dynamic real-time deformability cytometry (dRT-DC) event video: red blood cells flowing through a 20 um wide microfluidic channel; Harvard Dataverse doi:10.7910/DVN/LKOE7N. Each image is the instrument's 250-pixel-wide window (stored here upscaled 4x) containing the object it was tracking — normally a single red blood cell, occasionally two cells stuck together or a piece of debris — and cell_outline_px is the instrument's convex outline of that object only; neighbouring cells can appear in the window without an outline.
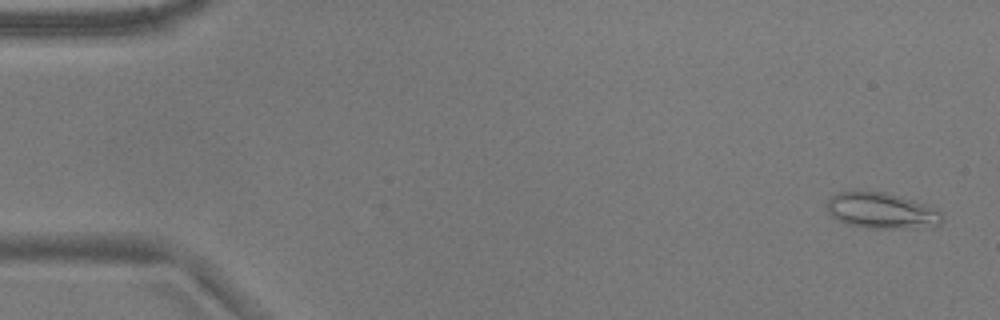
{"species": "common noctule bat (a hibernating species)", "species_latin": "Nyctalus noctula", "temperature_condition": "warm", "stored_images_in_passage": 53, "camera_frame_rate_fps": 3000, "um_per_image_px": 0.085, "animal": {"sex": "male", "body_mass_g": 17.9}, "frame": {"image": 1, "passage_image": 2, "time_ms": 0.333, "image_size_px": [1000, 320], "cell_outline_px": [[944, 220], [940, 224], [916, 228], [864, 228], [844, 224], [832, 216], [828, 212], [828, 200], [836, 192], [884, 192], [900, 196], [936, 208], [944, 212]], "centroid_in_image_um": [74.97, 17.93], "position_along_channel_um": 10.0, "area_um2": 24.16}}
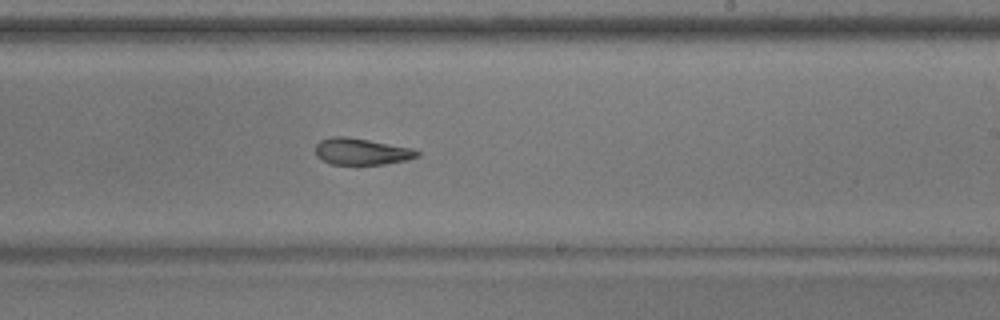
{"frame": {"image": 2, "passage_image": 32, "time_ms": 10.333, "image_size_px": [1000, 320], "cell_outline_px": [[420, 156], [408, 160], [384, 164], [332, 164], [316, 156], [316, 144], [320, 140], [332, 136], [348, 136], [412, 148], [420, 152]], "centroid_in_image_um": [30.74, 12.87], "position_along_channel_um": 258.3, "area_um2": 15.78}}
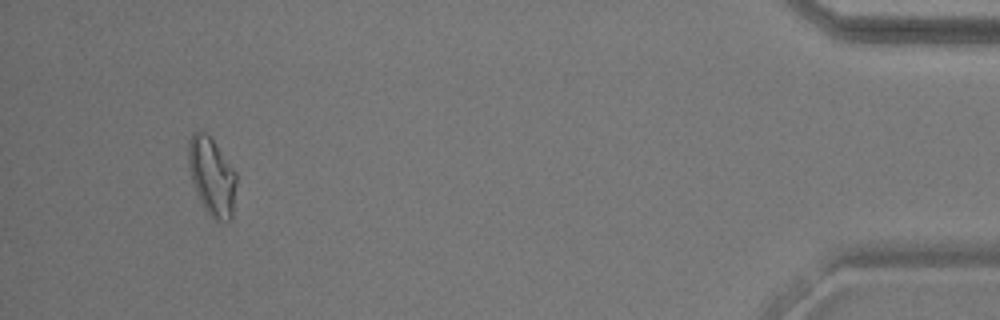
{"frame": {"image": 3, "passage_image": 50, "time_ms": 16.333, "image_size_px": [1000, 320], "cell_outline_px": [[236, 184], [232, 216], [228, 220], [216, 220], [208, 216], [196, 192], [192, 180], [188, 164], [188, 140], [192, 132], [196, 128], [204, 132], [212, 140], [236, 172]], "centroid_in_image_um": [17.98, 14.98], "position_along_channel_um": 417.2, "area_um2": 21.68}, "authors_computed_cell_mechanics": {"area_um2": 18.4382, "velocity_mm_per_s": 3.801, "shape_relaxation_time_tau1_ms": null, "shape_relaxation_time_tau2_ms": 3.0897, "deformation_change_tau1": null, "deformation_change_tau2": 0.0984}}